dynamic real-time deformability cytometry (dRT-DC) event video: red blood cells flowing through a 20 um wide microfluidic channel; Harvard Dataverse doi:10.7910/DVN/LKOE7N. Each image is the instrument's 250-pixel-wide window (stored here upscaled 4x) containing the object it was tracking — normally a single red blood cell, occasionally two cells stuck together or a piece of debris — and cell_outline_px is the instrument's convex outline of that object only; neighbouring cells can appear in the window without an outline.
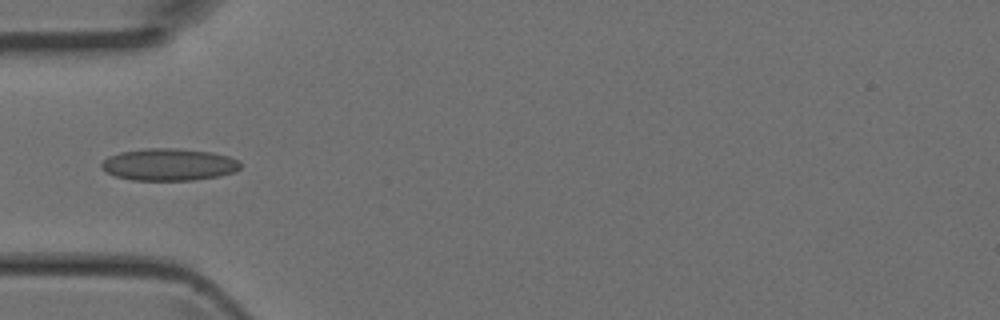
{"species": "Egyptian fruit bat (a non-hibernating species)", "species_latin": "Rousettus aegyptiacus", "temperature_condition": "room temperature", "stored_images_in_passage": 5, "camera_frame_rate_fps": 3000, "um_per_image_px": 0.085, "animal": {"sex": "female"}, "frame": {"image": 1, "passage_image": 5, "time_ms": 1.333, "image_size_px": [1000, 320], "cell_outline_px": [[240, 168], [236, 172], [220, 176], [192, 180], [132, 180], [116, 176], [100, 168], [100, 164], [108, 156], [120, 152], [144, 148], [176, 148], [212, 152], [228, 156], [236, 160], [240, 164]], "centroid_in_image_um": [14.35, 13.98], "position_along_channel_um": 70.7, "area_um2": 26.07}}